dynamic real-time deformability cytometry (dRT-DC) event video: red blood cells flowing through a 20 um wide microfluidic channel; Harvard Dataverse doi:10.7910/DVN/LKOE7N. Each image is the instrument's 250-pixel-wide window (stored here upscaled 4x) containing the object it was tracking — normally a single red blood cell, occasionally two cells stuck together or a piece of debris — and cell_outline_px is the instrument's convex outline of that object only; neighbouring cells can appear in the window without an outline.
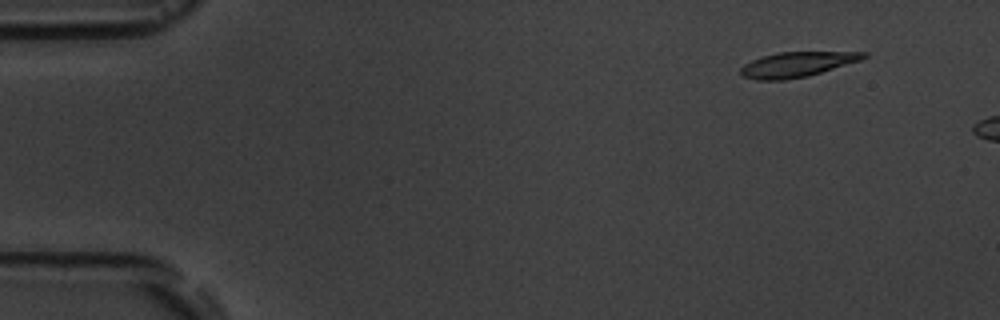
{"species": "common noctule bat (a hibernating species)", "species_latin": "Nyctalus noctula", "temperature_condition": "room temperature", "stored_images_in_passage": 3, "camera_frame_rate_fps": 3000, "um_per_image_px": 0.085, "animal": {"sex": "male", "body_mass_g": 19.5, "forearm_length_mm": 54.6}, "frame": {"image": 1, "passage_image": 1, "time_ms": 0.0, "image_size_px": [1000, 320], "cell_outline_px": [[868, 56], [860, 60], [808, 76], [784, 80], [756, 80], [744, 76], [740, 72], [740, 68], [744, 64], [752, 60], [764, 56], [780, 52], [868, 52]], "centroid_in_image_um": [67.73, 5.48], "position_along_channel_um": 17.3, "area_um2": 17.69}}